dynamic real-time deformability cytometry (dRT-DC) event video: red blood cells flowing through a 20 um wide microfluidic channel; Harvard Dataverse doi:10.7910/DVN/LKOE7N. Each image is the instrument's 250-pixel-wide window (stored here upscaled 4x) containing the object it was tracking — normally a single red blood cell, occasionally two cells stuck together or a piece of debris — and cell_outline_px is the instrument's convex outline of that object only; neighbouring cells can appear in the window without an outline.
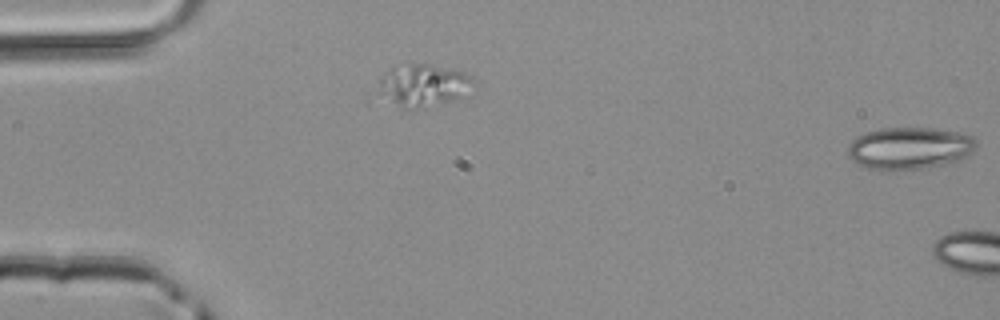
{"species": "common noctule bat (a hibernating species)", "species_latin": "Nyctalus noctula", "temperature_condition": "room temperature", "stored_images_in_passage": 5, "segment_of_instrument_passage": [2, 2], "camera_frame_rate_fps": 3000, "um_per_image_px": 0.085, "animal": {"sex": "male", "body_mass_g": 20.4}, "frame": {"image": 1, "passage_image": 5, "time_ms": 1.333, "image_size_px": [1000, 320], "cell_outline_px": [[976, 148], [968, 156], [944, 164], [924, 168], [892, 172], [880, 172], [856, 164], [848, 156], [848, 144], [856, 136], [864, 132], [880, 128], [936, 128], [956, 132], [972, 136], [976, 140]], "centroid_in_image_um": [77.24, 12.62], "position_along_channel_um": 7.8, "area_um2": 32.19}}